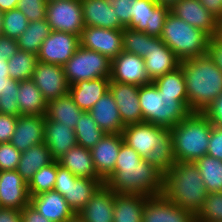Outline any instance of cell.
Instances as JSON below:
<instances>
[{
    "label": "cell",
    "mask_w": 222,
    "mask_h": 222,
    "mask_svg": "<svg viewBox=\"0 0 222 222\" xmlns=\"http://www.w3.org/2000/svg\"><path fill=\"white\" fill-rule=\"evenodd\" d=\"M163 180L161 171L123 142L114 172L104 184L117 194L151 197L163 194Z\"/></svg>",
    "instance_id": "6da1fadb"
},
{
    "label": "cell",
    "mask_w": 222,
    "mask_h": 222,
    "mask_svg": "<svg viewBox=\"0 0 222 222\" xmlns=\"http://www.w3.org/2000/svg\"><path fill=\"white\" fill-rule=\"evenodd\" d=\"M188 106L191 112H204L222 93V70L210 54L183 60Z\"/></svg>",
    "instance_id": "7a4b0ae2"
},
{
    "label": "cell",
    "mask_w": 222,
    "mask_h": 222,
    "mask_svg": "<svg viewBox=\"0 0 222 222\" xmlns=\"http://www.w3.org/2000/svg\"><path fill=\"white\" fill-rule=\"evenodd\" d=\"M163 195L195 215L199 212L207 191L194 162H178L164 174Z\"/></svg>",
    "instance_id": "3957f363"
},
{
    "label": "cell",
    "mask_w": 222,
    "mask_h": 222,
    "mask_svg": "<svg viewBox=\"0 0 222 222\" xmlns=\"http://www.w3.org/2000/svg\"><path fill=\"white\" fill-rule=\"evenodd\" d=\"M139 102L143 122L163 128L174 127L191 113L187 95L162 94L153 82L139 86Z\"/></svg>",
    "instance_id": "277c9868"
},
{
    "label": "cell",
    "mask_w": 222,
    "mask_h": 222,
    "mask_svg": "<svg viewBox=\"0 0 222 222\" xmlns=\"http://www.w3.org/2000/svg\"><path fill=\"white\" fill-rule=\"evenodd\" d=\"M212 124L202 112H191L170 128L175 161L194 162L207 154Z\"/></svg>",
    "instance_id": "5b68a950"
},
{
    "label": "cell",
    "mask_w": 222,
    "mask_h": 222,
    "mask_svg": "<svg viewBox=\"0 0 222 222\" xmlns=\"http://www.w3.org/2000/svg\"><path fill=\"white\" fill-rule=\"evenodd\" d=\"M160 38L180 61L209 54L212 39L172 13L167 15Z\"/></svg>",
    "instance_id": "8992f818"
},
{
    "label": "cell",
    "mask_w": 222,
    "mask_h": 222,
    "mask_svg": "<svg viewBox=\"0 0 222 222\" xmlns=\"http://www.w3.org/2000/svg\"><path fill=\"white\" fill-rule=\"evenodd\" d=\"M104 183L103 179L78 178L57 161V176L53 190L64 196L75 214L85 207Z\"/></svg>",
    "instance_id": "52a82bcc"
},
{
    "label": "cell",
    "mask_w": 222,
    "mask_h": 222,
    "mask_svg": "<svg viewBox=\"0 0 222 222\" xmlns=\"http://www.w3.org/2000/svg\"><path fill=\"white\" fill-rule=\"evenodd\" d=\"M69 86L81 80H93L110 77L111 60L97 51L79 47L73 56L63 65Z\"/></svg>",
    "instance_id": "ba28073f"
},
{
    "label": "cell",
    "mask_w": 222,
    "mask_h": 222,
    "mask_svg": "<svg viewBox=\"0 0 222 222\" xmlns=\"http://www.w3.org/2000/svg\"><path fill=\"white\" fill-rule=\"evenodd\" d=\"M46 20L53 31L81 36L85 27L81 0H56L47 2Z\"/></svg>",
    "instance_id": "9c48e42d"
},
{
    "label": "cell",
    "mask_w": 222,
    "mask_h": 222,
    "mask_svg": "<svg viewBox=\"0 0 222 222\" xmlns=\"http://www.w3.org/2000/svg\"><path fill=\"white\" fill-rule=\"evenodd\" d=\"M170 8L157 0H137L135 14L127 28L143 31L149 36L160 37Z\"/></svg>",
    "instance_id": "30bf717a"
},
{
    "label": "cell",
    "mask_w": 222,
    "mask_h": 222,
    "mask_svg": "<svg viewBox=\"0 0 222 222\" xmlns=\"http://www.w3.org/2000/svg\"><path fill=\"white\" fill-rule=\"evenodd\" d=\"M80 47V37L67 32L51 30L41 44L38 61L63 66Z\"/></svg>",
    "instance_id": "8fae6325"
},
{
    "label": "cell",
    "mask_w": 222,
    "mask_h": 222,
    "mask_svg": "<svg viewBox=\"0 0 222 222\" xmlns=\"http://www.w3.org/2000/svg\"><path fill=\"white\" fill-rule=\"evenodd\" d=\"M80 46L113 60L123 51V29L85 26L81 32Z\"/></svg>",
    "instance_id": "7c38bea8"
},
{
    "label": "cell",
    "mask_w": 222,
    "mask_h": 222,
    "mask_svg": "<svg viewBox=\"0 0 222 222\" xmlns=\"http://www.w3.org/2000/svg\"><path fill=\"white\" fill-rule=\"evenodd\" d=\"M121 134L124 143L132 147L143 159H147L153 148L163 144V127L151 123L126 125Z\"/></svg>",
    "instance_id": "4fadbf2b"
},
{
    "label": "cell",
    "mask_w": 222,
    "mask_h": 222,
    "mask_svg": "<svg viewBox=\"0 0 222 222\" xmlns=\"http://www.w3.org/2000/svg\"><path fill=\"white\" fill-rule=\"evenodd\" d=\"M142 222H196V215L161 194L146 200Z\"/></svg>",
    "instance_id": "5bb4252c"
},
{
    "label": "cell",
    "mask_w": 222,
    "mask_h": 222,
    "mask_svg": "<svg viewBox=\"0 0 222 222\" xmlns=\"http://www.w3.org/2000/svg\"><path fill=\"white\" fill-rule=\"evenodd\" d=\"M110 82L142 86L152 81L147 75L143 57L122 51L111 60Z\"/></svg>",
    "instance_id": "9a60e30c"
},
{
    "label": "cell",
    "mask_w": 222,
    "mask_h": 222,
    "mask_svg": "<svg viewBox=\"0 0 222 222\" xmlns=\"http://www.w3.org/2000/svg\"><path fill=\"white\" fill-rule=\"evenodd\" d=\"M31 79L47 102L68 94L69 84L63 66L38 61Z\"/></svg>",
    "instance_id": "2e32d148"
},
{
    "label": "cell",
    "mask_w": 222,
    "mask_h": 222,
    "mask_svg": "<svg viewBox=\"0 0 222 222\" xmlns=\"http://www.w3.org/2000/svg\"><path fill=\"white\" fill-rule=\"evenodd\" d=\"M109 90L117 104L123 124H136L143 122L139 102V86L127 83L110 82Z\"/></svg>",
    "instance_id": "e0dca14e"
},
{
    "label": "cell",
    "mask_w": 222,
    "mask_h": 222,
    "mask_svg": "<svg viewBox=\"0 0 222 222\" xmlns=\"http://www.w3.org/2000/svg\"><path fill=\"white\" fill-rule=\"evenodd\" d=\"M28 204V183L16 170L0 171V207L22 210Z\"/></svg>",
    "instance_id": "ac0fdd59"
},
{
    "label": "cell",
    "mask_w": 222,
    "mask_h": 222,
    "mask_svg": "<svg viewBox=\"0 0 222 222\" xmlns=\"http://www.w3.org/2000/svg\"><path fill=\"white\" fill-rule=\"evenodd\" d=\"M170 13L204 31L211 38L215 37L218 19L199 0H180L170 8Z\"/></svg>",
    "instance_id": "d6986e66"
},
{
    "label": "cell",
    "mask_w": 222,
    "mask_h": 222,
    "mask_svg": "<svg viewBox=\"0 0 222 222\" xmlns=\"http://www.w3.org/2000/svg\"><path fill=\"white\" fill-rule=\"evenodd\" d=\"M123 142L121 133H107L90 150L96 172L104 181L114 172Z\"/></svg>",
    "instance_id": "ffe728a7"
},
{
    "label": "cell",
    "mask_w": 222,
    "mask_h": 222,
    "mask_svg": "<svg viewBox=\"0 0 222 222\" xmlns=\"http://www.w3.org/2000/svg\"><path fill=\"white\" fill-rule=\"evenodd\" d=\"M146 72L151 81L175 70L180 60L160 37L150 36V49L144 58Z\"/></svg>",
    "instance_id": "44dd1931"
},
{
    "label": "cell",
    "mask_w": 222,
    "mask_h": 222,
    "mask_svg": "<svg viewBox=\"0 0 222 222\" xmlns=\"http://www.w3.org/2000/svg\"><path fill=\"white\" fill-rule=\"evenodd\" d=\"M45 116L20 115L10 143L21 153L44 143Z\"/></svg>",
    "instance_id": "7402d4cb"
},
{
    "label": "cell",
    "mask_w": 222,
    "mask_h": 222,
    "mask_svg": "<svg viewBox=\"0 0 222 222\" xmlns=\"http://www.w3.org/2000/svg\"><path fill=\"white\" fill-rule=\"evenodd\" d=\"M30 204L52 222H66L75 215L64 196L55 190L30 196Z\"/></svg>",
    "instance_id": "603a6c76"
},
{
    "label": "cell",
    "mask_w": 222,
    "mask_h": 222,
    "mask_svg": "<svg viewBox=\"0 0 222 222\" xmlns=\"http://www.w3.org/2000/svg\"><path fill=\"white\" fill-rule=\"evenodd\" d=\"M44 143L50 150L53 160L58 161L72 147L77 145V138L73 128L49 120L45 116Z\"/></svg>",
    "instance_id": "cb8c5ba5"
},
{
    "label": "cell",
    "mask_w": 222,
    "mask_h": 222,
    "mask_svg": "<svg viewBox=\"0 0 222 222\" xmlns=\"http://www.w3.org/2000/svg\"><path fill=\"white\" fill-rule=\"evenodd\" d=\"M117 193L103 184L77 214L85 222H113L114 200Z\"/></svg>",
    "instance_id": "d4e9b609"
},
{
    "label": "cell",
    "mask_w": 222,
    "mask_h": 222,
    "mask_svg": "<svg viewBox=\"0 0 222 222\" xmlns=\"http://www.w3.org/2000/svg\"><path fill=\"white\" fill-rule=\"evenodd\" d=\"M85 26L120 30V23L114 8L106 0H81Z\"/></svg>",
    "instance_id": "484cf974"
},
{
    "label": "cell",
    "mask_w": 222,
    "mask_h": 222,
    "mask_svg": "<svg viewBox=\"0 0 222 222\" xmlns=\"http://www.w3.org/2000/svg\"><path fill=\"white\" fill-rule=\"evenodd\" d=\"M88 112L106 134L122 133L125 125L120 118L117 104L110 90L106 91Z\"/></svg>",
    "instance_id": "4316f807"
},
{
    "label": "cell",
    "mask_w": 222,
    "mask_h": 222,
    "mask_svg": "<svg viewBox=\"0 0 222 222\" xmlns=\"http://www.w3.org/2000/svg\"><path fill=\"white\" fill-rule=\"evenodd\" d=\"M110 77L93 80H81L69 86V95L83 111H89L94 104L109 90Z\"/></svg>",
    "instance_id": "83f0119b"
},
{
    "label": "cell",
    "mask_w": 222,
    "mask_h": 222,
    "mask_svg": "<svg viewBox=\"0 0 222 222\" xmlns=\"http://www.w3.org/2000/svg\"><path fill=\"white\" fill-rule=\"evenodd\" d=\"M58 162L78 178L102 179L94 167L91 151L83 146L72 147Z\"/></svg>",
    "instance_id": "f1b7e54d"
},
{
    "label": "cell",
    "mask_w": 222,
    "mask_h": 222,
    "mask_svg": "<svg viewBox=\"0 0 222 222\" xmlns=\"http://www.w3.org/2000/svg\"><path fill=\"white\" fill-rule=\"evenodd\" d=\"M16 99L20 115L45 116L48 102L32 79L19 81Z\"/></svg>",
    "instance_id": "f546056e"
},
{
    "label": "cell",
    "mask_w": 222,
    "mask_h": 222,
    "mask_svg": "<svg viewBox=\"0 0 222 222\" xmlns=\"http://www.w3.org/2000/svg\"><path fill=\"white\" fill-rule=\"evenodd\" d=\"M53 161L47 145L40 143L21 153L16 171L29 183L39 169L49 165Z\"/></svg>",
    "instance_id": "4dcf8cb0"
},
{
    "label": "cell",
    "mask_w": 222,
    "mask_h": 222,
    "mask_svg": "<svg viewBox=\"0 0 222 222\" xmlns=\"http://www.w3.org/2000/svg\"><path fill=\"white\" fill-rule=\"evenodd\" d=\"M148 198L139 194H116L113 222H142L143 210Z\"/></svg>",
    "instance_id": "1f68e13d"
},
{
    "label": "cell",
    "mask_w": 222,
    "mask_h": 222,
    "mask_svg": "<svg viewBox=\"0 0 222 222\" xmlns=\"http://www.w3.org/2000/svg\"><path fill=\"white\" fill-rule=\"evenodd\" d=\"M85 111L81 110L68 94L48 101L45 116L49 120L63 123L65 126L75 128L78 119Z\"/></svg>",
    "instance_id": "d6a6232c"
},
{
    "label": "cell",
    "mask_w": 222,
    "mask_h": 222,
    "mask_svg": "<svg viewBox=\"0 0 222 222\" xmlns=\"http://www.w3.org/2000/svg\"><path fill=\"white\" fill-rule=\"evenodd\" d=\"M51 32L46 19L31 21L26 30L17 39L19 50L38 55L41 44Z\"/></svg>",
    "instance_id": "836d02e7"
},
{
    "label": "cell",
    "mask_w": 222,
    "mask_h": 222,
    "mask_svg": "<svg viewBox=\"0 0 222 222\" xmlns=\"http://www.w3.org/2000/svg\"><path fill=\"white\" fill-rule=\"evenodd\" d=\"M207 193L222 192V160L204 155L194 161Z\"/></svg>",
    "instance_id": "e575fe53"
},
{
    "label": "cell",
    "mask_w": 222,
    "mask_h": 222,
    "mask_svg": "<svg viewBox=\"0 0 222 222\" xmlns=\"http://www.w3.org/2000/svg\"><path fill=\"white\" fill-rule=\"evenodd\" d=\"M77 145L91 150L106 134L96 124L91 114L85 111L74 128Z\"/></svg>",
    "instance_id": "d590c367"
},
{
    "label": "cell",
    "mask_w": 222,
    "mask_h": 222,
    "mask_svg": "<svg viewBox=\"0 0 222 222\" xmlns=\"http://www.w3.org/2000/svg\"><path fill=\"white\" fill-rule=\"evenodd\" d=\"M146 160L163 174L176 164L172 135L168 128H163L162 146L153 148Z\"/></svg>",
    "instance_id": "8d00e7d4"
},
{
    "label": "cell",
    "mask_w": 222,
    "mask_h": 222,
    "mask_svg": "<svg viewBox=\"0 0 222 222\" xmlns=\"http://www.w3.org/2000/svg\"><path fill=\"white\" fill-rule=\"evenodd\" d=\"M37 62V55L18 49V51L8 59L10 78L18 81L31 79Z\"/></svg>",
    "instance_id": "74e56055"
},
{
    "label": "cell",
    "mask_w": 222,
    "mask_h": 222,
    "mask_svg": "<svg viewBox=\"0 0 222 222\" xmlns=\"http://www.w3.org/2000/svg\"><path fill=\"white\" fill-rule=\"evenodd\" d=\"M159 92L165 95H187L184 72L181 65L173 71L152 81Z\"/></svg>",
    "instance_id": "f35d334b"
},
{
    "label": "cell",
    "mask_w": 222,
    "mask_h": 222,
    "mask_svg": "<svg viewBox=\"0 0 222 222\" xmlns=\"http://www.w3.org/2000/svg\"><path fill=\"white\" fill-rule=\"evenodd\" d=\"M57 176V161L39 169L28 183L30 196L53 190Z\"/></svg>",
    "instance_id": "ab89813d"
},
{
    "label": "cell",
    "mask_w": 222,
    "mask_h": 222,
    "mask_svg": "<svg viewBox=\"0 0 222 222\" xmlns=\"http://www.w3.org/2000/svg\"><path fill=\"white\" fill-rule=\"evenodd\" d=\"M150 36L143 31H136L125 27L123 29V51L140 57L148 55Z\"/></svg>",
    "instance_id": "60d3db41"
},
{
    "label": "cell",
    "mask_w": 222,
    "mask_h": 222,
    "mask_svg": "<svg viewBox=\"0 0 222 222\" xmlns=\"http://www.w3.org/2000/svg\"><path fill=\"white\" fill-rule=\"evenodd\" d=\"M28 24V19L18 8L3 12L2 35L17 40Z\"/></svg>",
    "instance_id": "b9f144b4"
},
{
    "label": "cell",
    "mask_w": 222,
    "mask_h": 222,
    "mask_svg": "<svg viewBox=\"0 0 222 222\" xmlns=\"http://www.w3.org/2000/svg\"><path fill=\"white\" fill-rule=\"evenodd\" d=\"M196 222H222V192L207 193L202 208L196 214Z\"/></svg>",
    "instance_id": "7bdbcfd3"
},
{
    "label": "cell",
    "mask_w": 222,
    "mask_h": 222,
    "mask_svg": "<svg viewBox=\"0 0 222 222\" xmlns=\"http://www.w3.org/2000/svg\"><path fill=\"white\" fill-rule=\"evenodd\" d=\"M19 81L12 79L0 95V113L6 115L20 116L17 101Z\"/></svg>",
    "instance_id": "ee69618b"
},
{
    "label": "cell",
    "mask_w": 222,
    "mask_h": 222,
    "mask_svg": "<svg viewBox=\"0 0 222 222\" xmlns=\"http://www.w3.org/2000/svg\"><path fill=\"white\" fill-rule=\"evenodd\" d=\"M46 0H19L17 8L29 22L46 19Z\"/></svg>",
    "instance_id": "f6af8a7d"
},
{
    "label": "cell",
    "mask_w": 222,
    "mask_h": 222,
    "mask_svg": "<svg viewBox=\"0 0 222 222\" xmlns=\"http://www.w3.org/2000/svg\"><path fill=\"white\" fill-rule=\"evenodd\" d=\"M21 152L10 142L0 143V171L16 170Z\"/></svg>",
    "instance_id": "bcb514c9"
},
{
    "label": "cell",
    "mask_w": 222,
    "mask_h": 222,
    "mask_svg": "<svg viewBox=\"0 0 222 222\" xmlns=\"http://www.w3.org/2000/svg\"><path fill=\"white\" fill-rule=\"evenodd\" d=\"M114 8L120 23L127 27L135 14V2L137 0H106Z\"/></svg>",
    "instance_id": "7dc6e473"
},
{
    "label": "cell",
    "mask_w": 222,
    "mask_h": 222,
    "mask_svg": "<svg viewBox=\"0 0 222 222\" xmlns=\"http://www.w3.org/2000/svg\"><path fill=\"white\" fill-rule=\"evenodd\" d=\"M206 155L222 160V127L212 126Z\"/></svg>",
    "instance_id": "c3c4849f"
},
{
    "label": "cell",
    "mask_w": 222,
    "mask_h": 222,
    "mask_svg": "<svg viewBox=\"0 0 222 222\" xmlns=\"http://www.w3.org/2000/svg\"><path fill=\"white\" fill-rule=\"evenodd\" d=\"M18 116L0 113V143L10 142Z\"/></svg>",
    "instance_id": "681fc988"
},
{
    "label": "cell",
    "mask_w": 222,
    "mask_h": 222,
    "mask_svg": "<svg viewBox=\"0 0 222 222\" xmlns=\"http://www.w3.org/2000/svg\"><path fill=\"white\" fill-rule=\"evenodd\" d=\"M212 125L222 127V93L203 112Z\"/></svg>",
    "instance_id": "f907efd6"
},
{
    "label": "cell",
    "mask_w": 222,
    "mask_h": 222,
    "mask_svg": "<svg viewBox=\"0 0 222 222\" xmlns=\"http://www.w3.org/2000/svg\"><path fill=\"white\" fill-rule=\"evenodd\" d=\"M18 49L17 40L0 35V59L8 60L18 51Z\"/></svg>",
    "instance_id": "816d5d0a"
},
{
    "label": "cell",
    "mask_w": 222,
    "mask_h": 222,
    "mask_svg": "<svg viewBox=\"0 0 222 222\" xmlns=\"http://www.w3.org/2000/svg\"><path fill=\"white\" fill-rule=\"evenodd\" d=\"M22 222H52L43 217L31 204L21 210Z\"/></svg>",
    "instance_id": "f5cc1de1"
},
{
    "label": "cell",
    "mask_w": 222,
    "mask_h": 222,
    "mask_svg": "<svg viewBox=\"0 0 222 222\" xmlns=\"http://www.w3.org/2000/svg\"><path fill=\"white\" fill-rule=\"evenodd\" d=\"M0 222H22L21 210L0 207Z\"/></svg>",
    "instance_id": "db71d44e"
},
{
    "label": "cell",
    "mask_w": 222,
    "mask_h": 222,
    "mask_svg": "<svg viewBox=\"0 0 222 222\" xmlns=\"http://www.w3.org/2000/svg\"><path fill=\"white\" fill-rule=\"evenodd\" d=\"M199 2L218 20L222 19V0H199Z\"/></svg>",
    "instance_id": "11a10c76"
},
{
    "label": "cell",
    "mask_w": 222,
    "mask_h": 222,
    "mask_svg": "<svg viewBox=\"0 0 222 222\" xmlns=\"http://www.w3.org/2000/svg\"><path fill=\"white\" fill-rule=\"evenodd\" d=\"M209 54L215 60L216 65L222 70V44L214 38L210 42Z\"/></svg>",
    "instance_id": "9f6ffc18"
},
{
    "label": "cell",
    "mask_w": 222,
    "mask_h": 222,
    "mask_svg": "<svg viewBox=\"0 0 222 222\" xmlns=\"http://www.w3.org/2000/svg\"><path fill=\"white\" fill-rule=\"evenodd\" d=\"M11 80L8 72V60L0 59V95Z\"/></svg>",
    "instance_id": "6f0895ef"
},
{
    "label": "cell",
    "mask_w": 222,
    "mask_h": 222,
    "mask_svg": "<svg viewBox=\"0 0 222 222\" xmlns=\"http://www.w3.org/2000/svg\"><path fill=\"white\" fill-rule=\"evenodd\" d=\"M19 0H0V11L6 12L17 8Z\"/></svg>",
    "instance_id": "680465c9"
},
{
    "label": "cell",
    "mask_w": 222,
    "mask_h": 222,
    "mask_svg": "<svg viewBox=\"0 0 222 222\" xmlns=\"http://www.w3.org/2000/svg\"><path fill=\"white\" fill-rule=\"evenodd\" d=\"M214 39L220 44H222V19H219L217 22V31Z\"/></svg>",
    "instance_id": "91938a15"
},
{
    "label": "cell",
    "mask_w": 222,
    "mask_h": 222,
    "mask_svg": "<svg viewBox=\"0 0 222 222\" xmlns=\"http://www.w3.org/2000/svg\"><path fill=\"white\" fill-rule=\"evenodd\" d=\"M160 5L167 6L171 8L174 4L178 3L180 0H157Z\"/></svg>",
    "instance_id": "94428289"
},
{
    "label": "cell",
    "mask_w": 222,
    "mask_h": 222,
    "mask_svg": "<svg viewBox=\"0 0 222 222\" xmlns=\"http://www.w3.org/2000/svg\"><path fill=\"white\" fill-rule=\"evenodd\" d=\"M66 222H85L78 214H75L73 217H71Z\"/></svg>",
    "instance_id": "6125c7cd"
},
{
    "label": "cell",
    "mask_w": 222,
    "mask_h": 222,
    "mask_svg": "<svg viewBox=\"0 0 222 222\" xmlns=\"http://www.w3.org/2000/svg\"><path fill=\"white\" fill-rule=\"evenodd\" d=\"M2 18H3V12L0 11V35H2Z\"/></svg>",
    "instance_id": "be15d7a7"
}]
</instances>
